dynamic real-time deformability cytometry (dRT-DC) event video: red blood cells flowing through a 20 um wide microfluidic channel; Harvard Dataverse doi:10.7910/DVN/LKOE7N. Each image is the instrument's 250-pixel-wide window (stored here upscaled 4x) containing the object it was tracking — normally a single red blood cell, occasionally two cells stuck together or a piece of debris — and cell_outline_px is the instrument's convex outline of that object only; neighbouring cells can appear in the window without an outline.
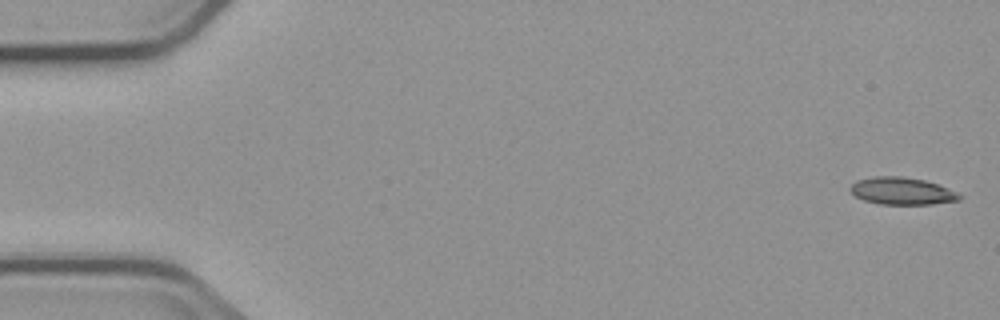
{"species": "common noctule bat (a hibernating species)", "species_latin": "Nyctalus noctula", "temperature_condition": "cold", "stored_images_in_passage": 5, "camera_frame_rate_fps": 3000, "um_per_image_px": 0.085, "animal": {"sex": "male", "body_mass_g": 23.1, "forearm_length_mm": 52.7}, "frame": {"image": 1, "passage_image": 1, "time_ms": 0.0, "image_size_px": [1000, 320], "cell_outline_px": [[964, 196], [960, 200], [932, 204], [880, 204], [864, 200], [856, 196], [852, 192], [852, 184], [856, 180], [872, 176], [900, 176], [924, 180], [936, 184], [956, 192]], "centroid_in_image_um": [76.68, 16.24], "position_along_channel_um": 8.3, "area_um2": 17.17}}